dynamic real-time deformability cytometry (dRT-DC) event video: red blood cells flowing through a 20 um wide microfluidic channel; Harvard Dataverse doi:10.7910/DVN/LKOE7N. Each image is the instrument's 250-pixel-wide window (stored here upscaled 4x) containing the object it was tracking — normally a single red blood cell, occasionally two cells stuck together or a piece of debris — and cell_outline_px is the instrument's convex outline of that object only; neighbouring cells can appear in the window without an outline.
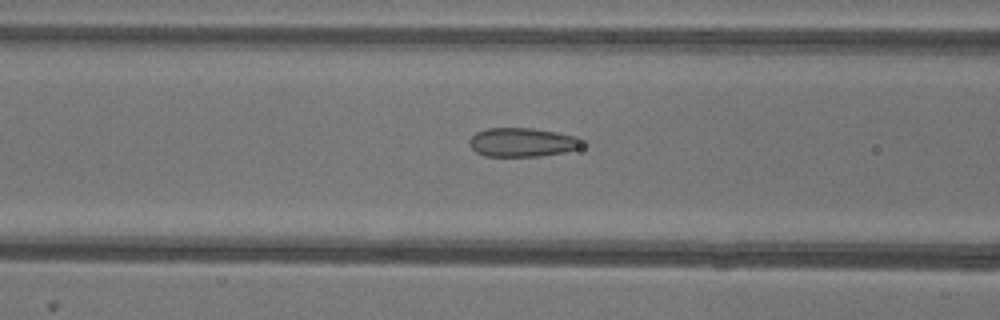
{"species": "common noctule bat (a hibernating species)", "species_latin": "Nyctalus noctula", "temperature_condition": "warm", "stored_images_in_passage": 43, "camera_frame_rate_fps": 3000, "um_per_image_px": 0.085, "animal": {"sex": "female"}, "frame": {"image": 1, "passage_image": 12, "time_ms": 3.667, "image_size_px": [1000, 320], "cell_outline_px": [[588, 144], [580, 148], [564, 152], [540, 156], [484, 156], [476, 152], [468, 144], [468, 140], [476, 132], [488, 128], [532, 128], [556, 132], [576, 136], [584, 140]], "centroid_in_image_um": [44.43, 12.09], "position_along_channel_um": 122.2, "area_um2": 19.25}}
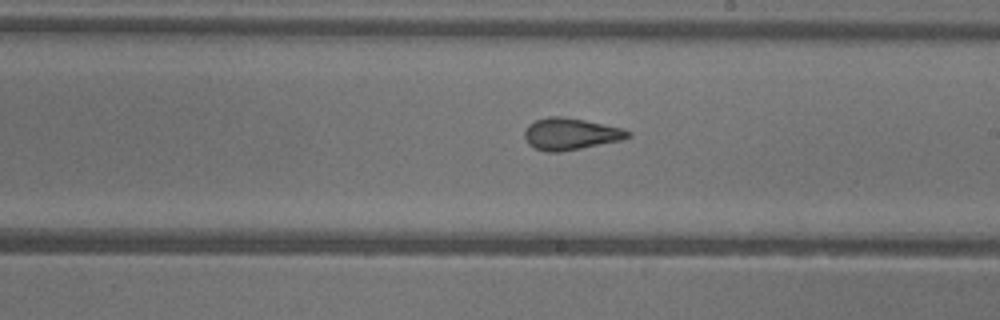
{"frame": {"image": 2, "passage_image": 21, "time_ms": 6.667, "image_size_px": [1000, 320], "cell_outline_px": [[632, 136], [620, 140], [560, 152], [544, 152], [528, 144], [524, 136], [524, 132], [528, 124], [536, 120], [548, 116], [560, 116], [584, 120], [624, 128], [632, 132]], "centroid_in_image_um": [48.49, 11.38], "position_along_channel_um": 240.5, "area_um2": 19.13}}
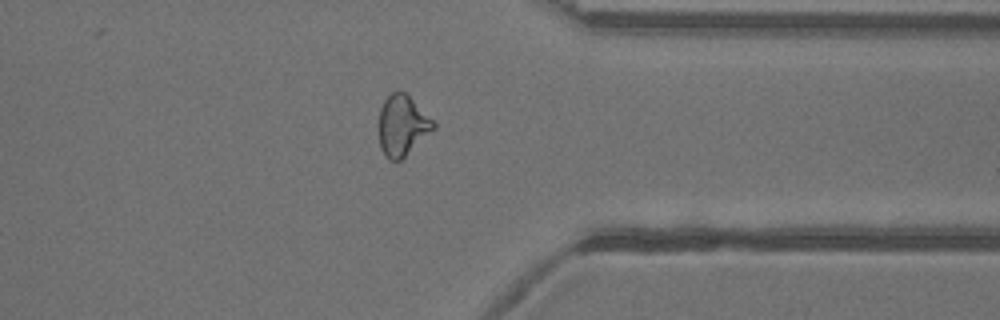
{"frame": {"image": 3, "passage_image": 32, "time_ms": 10.333, "image_size_px": [1000, 320], "cell_outline_px": [[436, 128], [400, 160], [388, 160], [380, 148], [380, 108], [384, 100], [396, 88], [400, 88], [436, 124]], "centroid_in_image_um": [34.19, 10.65], "position_along_channel_um": 377.2, "area_um2": 18.96}, "authors_computed_cell_mechanics": {"area_um2": 19.1318, "velocity_mm_per_s": 3.9441, "shape_relaxation_time_tau1_ms": null, "shape_relaxation_time_tau2_ms": 1.3668, "deformation_change_tau1": null, "deformation_change_tau2": 0.0759}}